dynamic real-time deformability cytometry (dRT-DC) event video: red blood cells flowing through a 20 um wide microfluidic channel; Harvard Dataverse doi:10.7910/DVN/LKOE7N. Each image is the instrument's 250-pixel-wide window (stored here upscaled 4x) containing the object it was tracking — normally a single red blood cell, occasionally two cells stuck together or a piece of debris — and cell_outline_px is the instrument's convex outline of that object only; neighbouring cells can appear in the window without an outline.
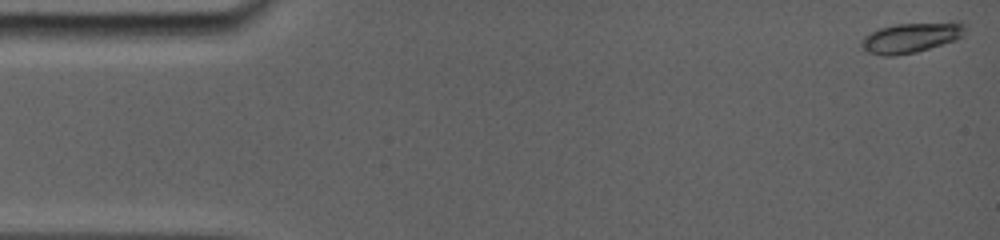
{"species": "common noctule bat (a hibernating species)", "species_latin": "Nyctalus noctula", "temperature_condition": "room temperature", "stored_images_in_passage": 45, "camera_frame_rate_fps": 5000, "um_per_image_px": 0.085, "animal": {"sex": "female", "body_mass_g": 19.0, "forearm_length_mm": 56.7}, "frame": {"image": 1, "passage_image": 1, "time_ms": 0.0, "image_size_px": [1000, 240], "cell_outline_px": [[968, 24], [964, 36], [956, 40], [916, 52], [896, 56], [884, 56], [868, 52], [860, 44], [860, 40], [864, 36], [880, 28], [896, 24], [952, 20], [964, 20]], "centroid_in_image_um": [77.57, 3.15], "position_along_channel_um": 7.4, "area_um2": 18.96}}
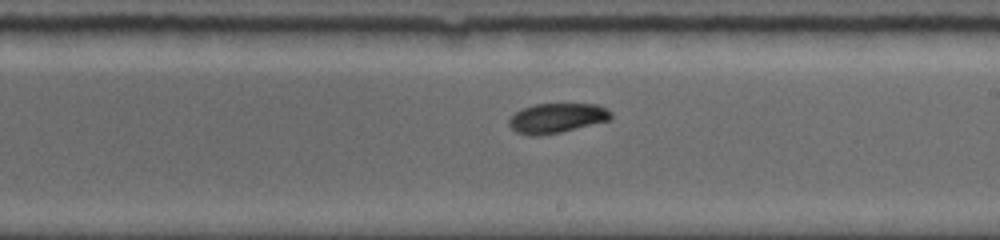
{"frame": {"image": 2, "passage_image": 25, "time_ms": 9.4, "image_size_px": [1000, 240], "cell_outline_px": [[612, 116], [608, 120], [560, 132], [536, 136], [532, 136], [516, 132], [508, 124], [508, 120], [516, 112], [524, 108], [536, 104], [596, 104], [608, 108], [612, 112]], "centroid_in_image_um": [47.33, 10.03], "position_along_channel_um": 241.7, "area_um2": 17.46}}
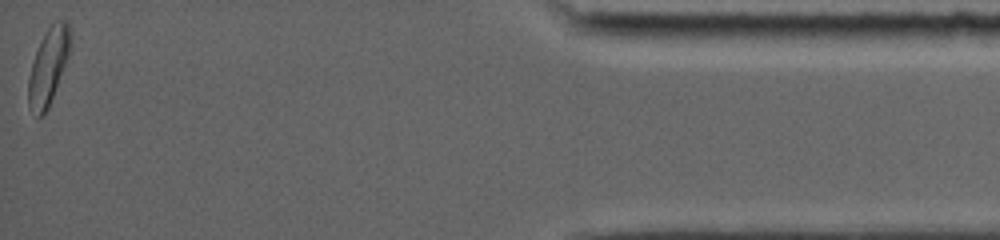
{"frame": {"image": 3, "passage_image": 45, "time_ms": 16.2, "image_size_px": [1000, 240], "cell_outline_px": [[72, 44], [68, 56], [48, 108], [44, 116], [36, 116], [28, 108], [28, 76], [36, 52], [44, 32], [52, 24], [60, 20], [64, 20], [68, 24], [72, 36]], "centroid_in_image_um": [4.11, 5.65], "position_along_channel_um": 431.1, "area_um2": 18.61}, "authors_computed_cell_mechanics": {"area_um2": 17.629, "velocity_mm_per_s": 3.8178, "shape_relaxation_time_tau1_ms": 3.0783, "shape_relaxation_time_tau2_ms": null, "deformation_change_tau1": 0.1061, "deformation_change_tau2": null}}